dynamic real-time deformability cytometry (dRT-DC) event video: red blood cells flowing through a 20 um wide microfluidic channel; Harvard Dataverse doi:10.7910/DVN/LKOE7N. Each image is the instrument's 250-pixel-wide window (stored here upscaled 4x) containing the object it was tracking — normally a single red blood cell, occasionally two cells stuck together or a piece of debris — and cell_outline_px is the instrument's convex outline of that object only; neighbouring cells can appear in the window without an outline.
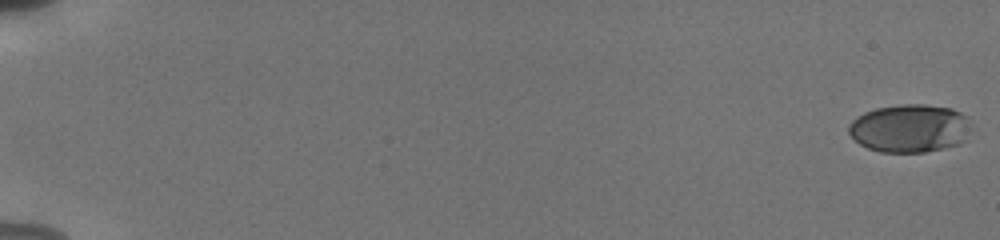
{"species": "human", "species_latin": "Homo sapiens", "temperature_condition": "cold", "stored_images_in_passage": 57, "camera_frame_rate_fps": 3000, "um_per_image_px": 0.085, "donor": {"sex": "male"}, "frame": {"image": 1, "passage_image": 1, "time_ms": 0.0, "image_size_px": [1000, 240], "cell_outline_px": [[968, 120], [964, 140], [960, 144], [944, 148], [924, 152], [880, 152], [868, 148], [860, 144], [848, 132], [848, 124], [856, 116], [864, 112], [876, 108], [900, 104], [924, 104], [952, 108], [968, 116]], "centroid_in_image_um": [77.28, 10.9], "position_along_channel_um": 7.7, "area_um2": 34.28}}
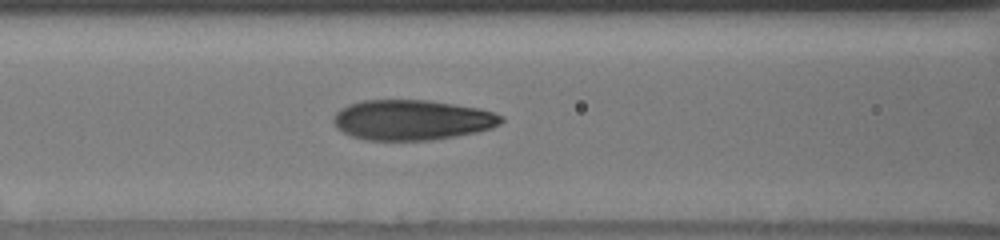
{"frame": {"image": 2, "passage_image": 27, "time_ms": 8.667, "image_size_px": [1000, 240], "cell_outline_px": [[504, 120], [500, 124], [492, 128], [476, 132], [456, 136], [432, 140], [368, 140], [352, 136], [336, 128], [332, 120], [332, 116], [340, 108], [348, 104], [364, 100], [428, 100], [480, 108], [504, 116]], "centroid_in_image_um": [35.01, 10.19], "position_along_channel_um": 131.6, "area_um2": 39.54}}
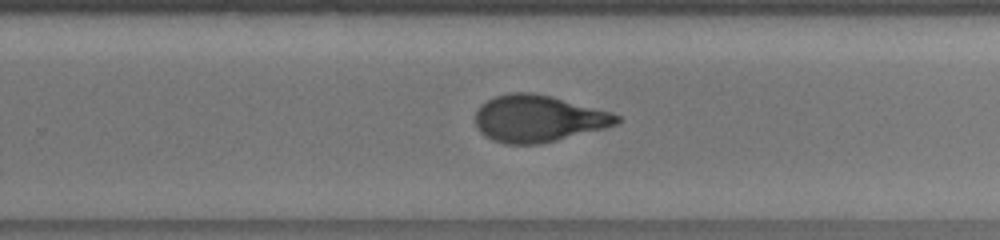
{"frame": {"image": 3, "passage_image": 39, "time_ms": 12.667, "image_size_px": [1000, 240], "cell_outline_px": [[624, 120], [616, 124], [604, 128], [540, 144], [504, 144], [492, 140], [484, 136], [476, 128], [476, 112], [480, 104], [496, 96], [512, 92], [532, 92], [552, 96], [612, 112], [620, 116]], "centroid_in_image_um": [45.74, 10.08], "position_along_channel_um": 284.1, "area_um2": 38.73}, "authors_computed_cell_mechanics": {"area_um2": 37.7434, "velocity_mm_per_s": 3.8189, "shape_relaxation_time_tau1_ms": 3.7648, "shape_relaxation_time_tau2_ms": 0.9916, "deformation_change_tau1": 0.1742, "deformation_change_tau2": 0.0683}}